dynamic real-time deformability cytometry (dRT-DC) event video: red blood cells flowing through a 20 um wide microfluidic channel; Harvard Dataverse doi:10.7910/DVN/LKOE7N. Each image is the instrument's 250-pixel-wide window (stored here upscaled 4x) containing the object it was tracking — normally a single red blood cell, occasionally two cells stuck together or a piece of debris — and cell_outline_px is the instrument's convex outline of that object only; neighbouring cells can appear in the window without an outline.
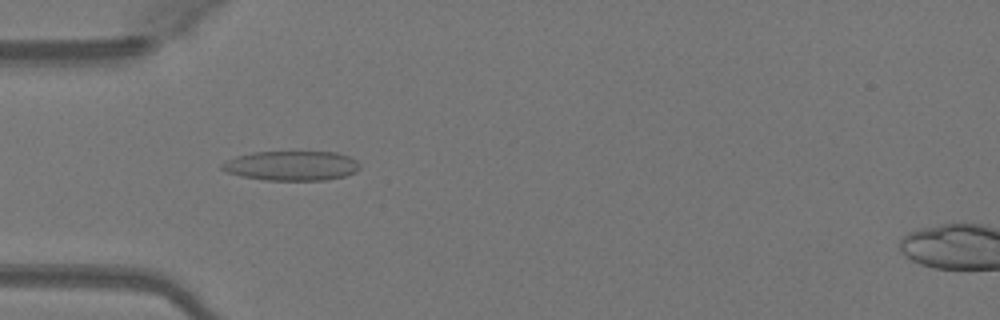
{"species": "Egyptian fruit bat (a non-hibernating species)", "species_latin": "Rousettus aegyptiacus", "temperature_condition": "warm", "stored_images_in_passage": 48, "camera_frame_rate_fps": 3000, "um_per_image_px": 0.085, "animal": {"sex": "female"}, "frame": {"image": 1, "passage_image": 14, "time_ms": 4.333, "image_size_px": [1000, 320], "cell_outline_px": [[360, 168], [356, 172], [344, 176], [324, 180], [264, 180], [240, 176], [228, 172], [220, 168], [220, 164], [236, 156], [252, 152], [336, 152], [348, 156], [356, 160], [360, 164]], "centroid_in_image_um": [24.78, 14.09], "position_along_channel_um": 60.2, "area_um2": 23.81}}
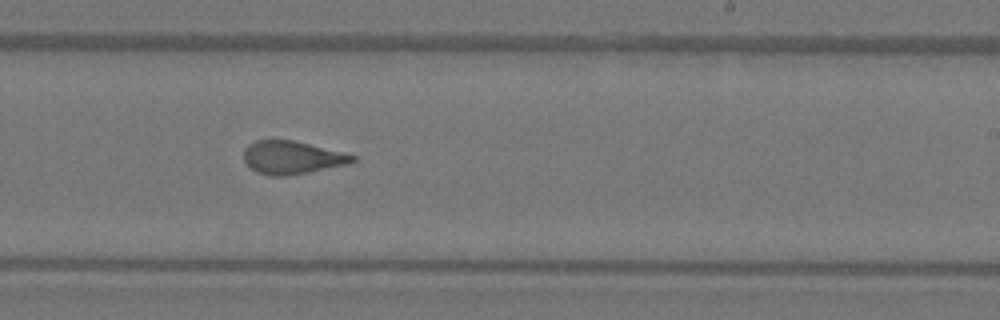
{"frame": {"image": 2, "passage_image": 29, "time_ms": 9.333, "image_size_px": [1000, 320], "cell_outline_px": [[356, 160], [348, 164], [288, 176], [268, 176], [256, 172], [244, 160], [244, 148], [248, 144], [256, 140], [292, 140], [356, 156]], "centroid_in_image_um": [24.77, 13.4], "position_along_channel_um": 264.2, "area_um2": 20.69}}
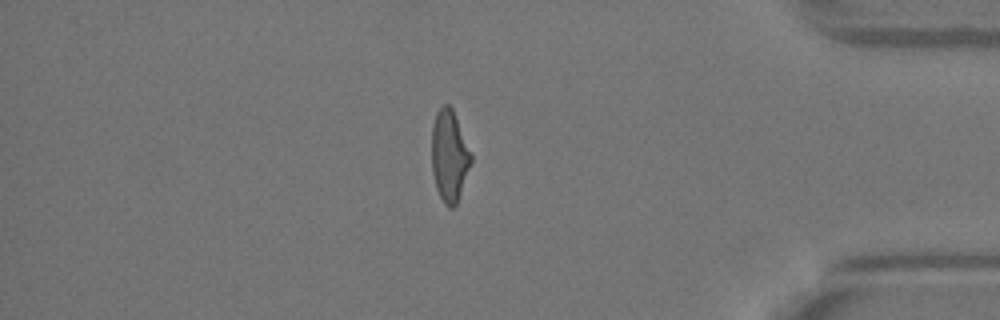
{"frame": {"image": 3, "passage_image": 41, "time_ms": 13.333, "image_size_px": [1000, 320], "cell_outline_px": [[472, 160], [456, 204], [452, 208], [448, 208], [444, 204], [436, 188], [432, 172], [432, 124], [436, 112], [444, 104], [448, 104], [452, 108], [472, 156]], "centroid_in_image_um": [38.17, 13.25], "position_along_channel_um": 397.0, "area_um2": 20.69}, "authors_computed_cell_mechanics": {"area_um2": 21.5883, "velocity_mm_per_s": 4.12, "shape_relaxation_time_tau1_ms": null, "shape_relaxation_time_tau2_ms": 1.202, "deformation_change_tau1": null, "deformation_change_tau2": 0.0926}}